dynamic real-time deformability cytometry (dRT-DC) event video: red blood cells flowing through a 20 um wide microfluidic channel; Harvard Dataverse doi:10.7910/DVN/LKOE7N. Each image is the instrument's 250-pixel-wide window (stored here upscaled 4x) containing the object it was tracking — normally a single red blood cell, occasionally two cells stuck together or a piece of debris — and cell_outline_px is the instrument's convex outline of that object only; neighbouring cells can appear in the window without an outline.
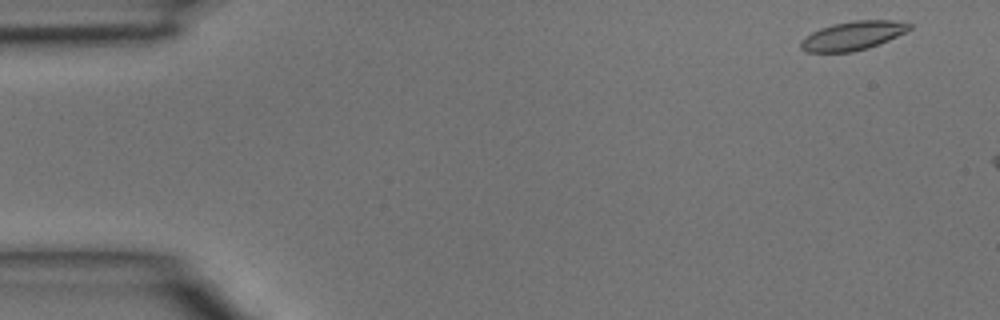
{"species": "common noctule bat (a hibernating species)", "species_latin": "Nyctalus noctula", "temperature_condition": "room temperature", "stored_images_in_passage": 4, "camera_frame_rate_fps": 3000, "um_per_image_px": 0.085, "animal": {"sex": "male", "body_mass_g": 15.6}, "frame": {"image": 1, "passage_image": 1, "time_ms": 0.0, "image_size_px": [1000, 320], "cell_outline_px": [[912, 28], [888, 40], [868, 48], [852, 52], [808, 52], [800, 48], [800, 40], [812, 32], [820, 28], [832, 24], [856, 20], [892, 20], [912, 24]], "centroid_in_image_um": [72.46, 3.03], "position_along_channel_um": 12.5, "area_um2": 18.15}}